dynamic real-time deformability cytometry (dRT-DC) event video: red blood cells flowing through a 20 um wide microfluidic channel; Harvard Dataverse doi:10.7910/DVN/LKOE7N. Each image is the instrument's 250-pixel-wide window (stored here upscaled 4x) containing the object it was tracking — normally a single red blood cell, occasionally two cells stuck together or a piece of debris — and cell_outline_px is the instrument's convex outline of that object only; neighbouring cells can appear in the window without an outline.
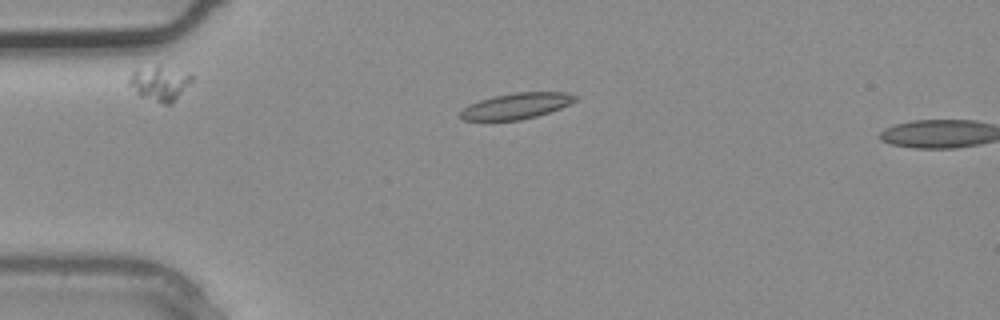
{"species": "common noctule bat (a hibernating species)", "species_latin": "Nyctalus noctula", "temperature_condition": "warm", "stored_images_in_passage": 3, "segment_of_instrument_passage": [1, 2], "camera_frame_rate_fps": 3000, "um_per_image_px": 0.085, "animal": {"sex": "male", "body_mass_g": 20.4}, "frame": {"image": 1, "passage_image": 2, "time_ms": 0.333, "image_size_px": [1000, 320], "cell_outline_px": [[576, 100], [560, 108], [536, 116], [520, 120], [464, 120], [460, 116], [460, 112], [468, 104], [480, 100], [496, 96], [516, 92], [568, 92], [576, 96]], "centroid_in_image_um": [43.88, 9.0], "position_along_channel_um": 41.1, "area_um2": 17.05}}